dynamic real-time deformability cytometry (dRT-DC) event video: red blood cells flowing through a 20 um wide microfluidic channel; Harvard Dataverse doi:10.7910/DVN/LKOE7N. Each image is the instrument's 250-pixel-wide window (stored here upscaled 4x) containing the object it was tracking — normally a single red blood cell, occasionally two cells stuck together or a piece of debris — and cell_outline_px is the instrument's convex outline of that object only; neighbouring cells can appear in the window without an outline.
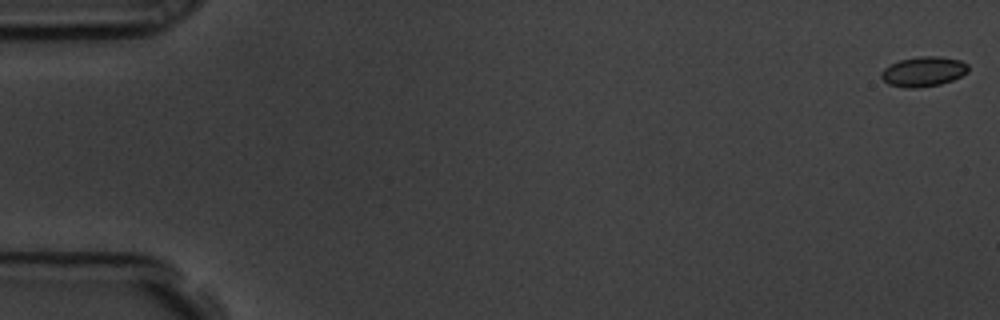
{"species": "common noctule bat (a hibernating species)", "species_latin": "Nyctalus noctula", "temperature_condition": "room temperature", "stored_images_in_passage": 58, "camera_frame_rate_fps": 3000, "um_per_image_px": 0.085, "animal": {"sex": "male", "body_mass_g": 19.5, "forearm_length_mm": 54.6}, "frame": {"image": 1, "passage_image": 1, "time_ms": 0.0, "image_size_px": [1000, 320], "cell_outline_px": [[968, 72], [952, 80], [940, 84], [916, 88], [904, 88], [888, 84], [880, 76], [880, 72], [884, 68], [900, 60], [920, 56], [940, 56], [960, 60], [968, 64]], "centroid_in_image_um": [78.49, 6.08], "position_along_channel_um": 6.5, "area_um2": 15.14}}
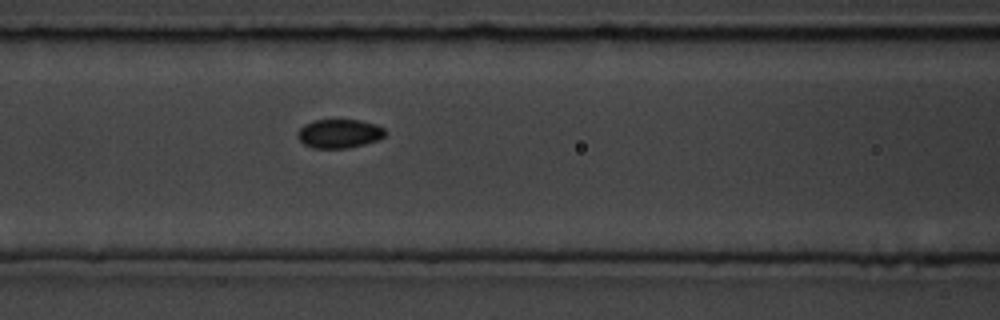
{"frame": {"image": 2, "passage_image": 25, "time_ms": 8.0, "image_size_px": [1000, 320], "cell_outline_px": [[388, 132], [380, 140], [348, 148], [312, 148], [304, 144], [296, 136], [296, 132], [304, 124], [312, 120], [360, 120], [376, 124], [384, 128]], "centroid_in_image_um": [28.84, 11.35], "position_along_channel_um": 137.8, "area_um2": 14.97}}
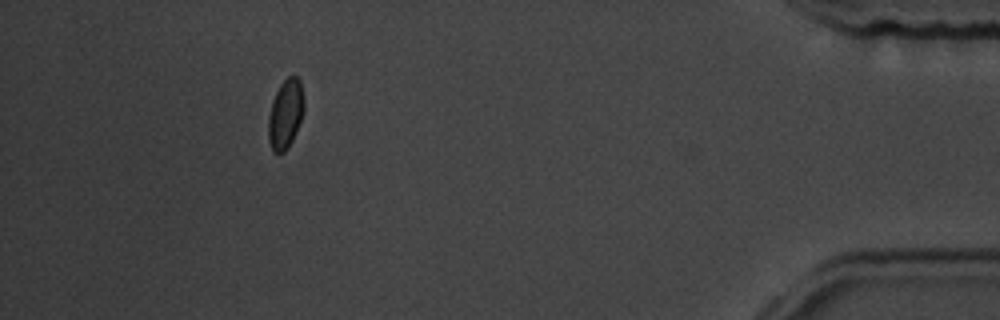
{"frame": {"image": 3, "passage_image": 53, "time_ms": 17.333, "image_size_px": [1000, 320], "cell_outline_px": [[304, 112], [292, 140], [288, 148], [280, 156], [272, 152], [268, 140], [268, 116], [272, 100], [280, 84], [288, 76], [296, 76], [300, 80], [304, 96]], "centroid_in_image_um": [24.25, 9.72], "position_along_channel_um": 410.9, "area_um2": 14.74}, "authors_computed_cell_mechanics": {"area_um2": 14.739, "velocity_mm_per_s": 3.5575, "shape_relaxation_time_tau1_ms": 6.2992, "shape_relaxation_time_tau2_ms": null, "deformation_change_tau1": 0.087, "deformation_change_tau2": null}}